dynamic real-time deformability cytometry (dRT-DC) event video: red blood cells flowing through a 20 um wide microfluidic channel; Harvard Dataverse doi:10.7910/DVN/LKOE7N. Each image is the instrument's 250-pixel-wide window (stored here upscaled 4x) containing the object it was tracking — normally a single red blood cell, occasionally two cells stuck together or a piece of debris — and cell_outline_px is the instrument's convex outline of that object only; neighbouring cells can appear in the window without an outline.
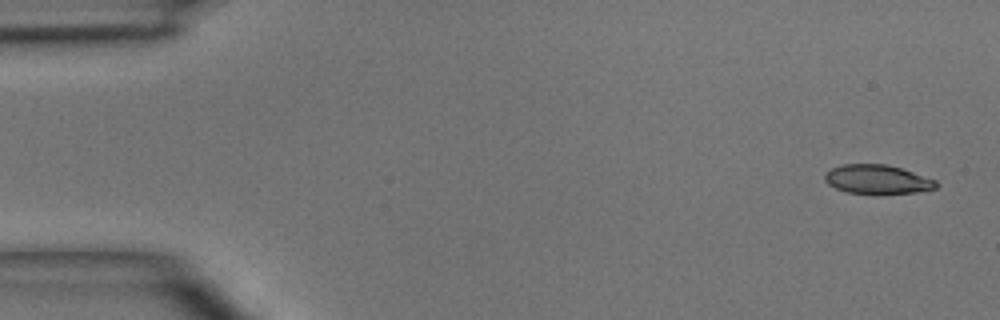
{"species": "common noctule bat (a hibernating species)", "species_latin": "Nyctalus noctula", "temperature_condition": "room temperature", "stored_images_in_passage": 4, "camera_frame_rate_fps": 3000, "um_per_image_px": 0.085, "animal": {"sex": "male", "body_mass_g": 15.6}, "frame": {"image": 1, "passage_image": 1, "time_ms": 0.0, "image_size_px": [1000, 320], "cell_outline_px": [[940, 184], [936, 188], [916, 192], [844, 192], [828, 184], [824, 180], [824, 176], [832, 168], [840, 164], [888, 164], [936, 180]], "centroid_in_image_um": [74.56, 15.22], "position_along_channel_um": 10.4, "area_um2": 18.38}}
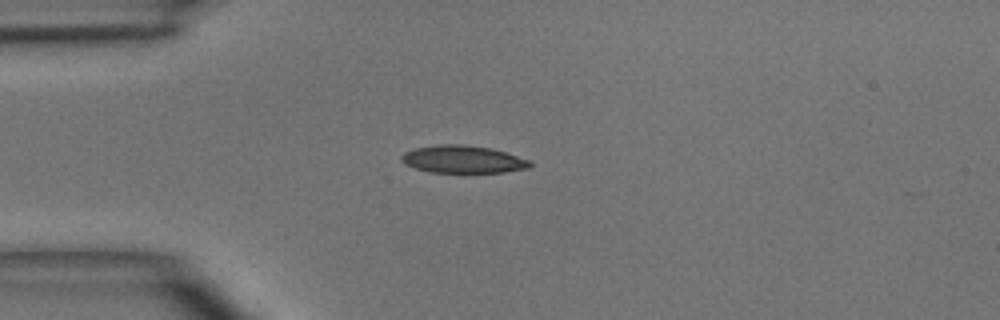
{"frame": {"image": 2, "passage_image": 4, "time_ms": 3.333, "image_size_px": [1000, 320], "cell_outline_px": [[532, 164], [528, 168], [504, 172], [432, 172], [416, 168], [404, 164], [400, 160], [400, 156], [404, 152], [416, 148], [440, 144], [460, 144], [492, 148], [528, 160]], "centroid_in_image_um": [39.31, 13.54], "position_along_channel_um": 45.7, "area_um2": 20.4}}